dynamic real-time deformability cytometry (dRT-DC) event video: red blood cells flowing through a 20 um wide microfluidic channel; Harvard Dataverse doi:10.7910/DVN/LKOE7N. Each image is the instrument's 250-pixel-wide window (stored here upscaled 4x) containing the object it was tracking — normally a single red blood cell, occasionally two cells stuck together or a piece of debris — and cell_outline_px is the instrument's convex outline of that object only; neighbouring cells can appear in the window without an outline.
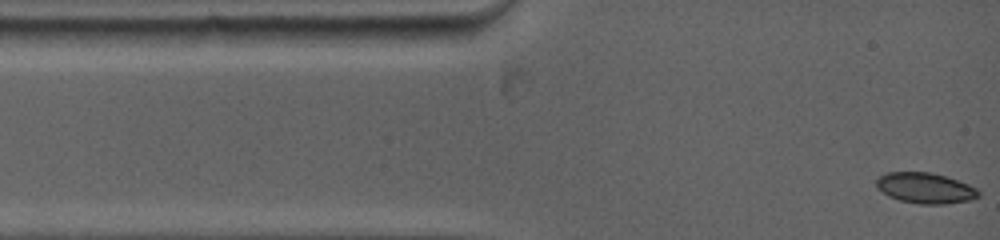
{"species": "common noctule bat (a hibernating species)", "species_latin": "Nyctalus noctula", "temperature_condition": "warm", "stored_images_in_passage": 15, "camera_frame_rate_fps": 5000, "um_per_image_px": 0.085, "animal": {"sex": "female", "body_mass_g": 19.0, "forearm_length_mm": 53.3}, "frame": {"image": 1, "passage_image": 1, "time_ms": 0.0, "image_size_px": [1000, 240], "cell_outline_px": [[980, 196], [968, 200], [944, 204], [920, 204], [900, 200], [888, 196], [876, 188], [876, 180], [880, 176], [888, 172], [928, 172], [944, 176], [968, 184], [976, 188], [980, 192]], "centroid_in_image_um": [78.62, 15.99], "position_along_channel_um": 6.4, "area_um2": 18.09}}
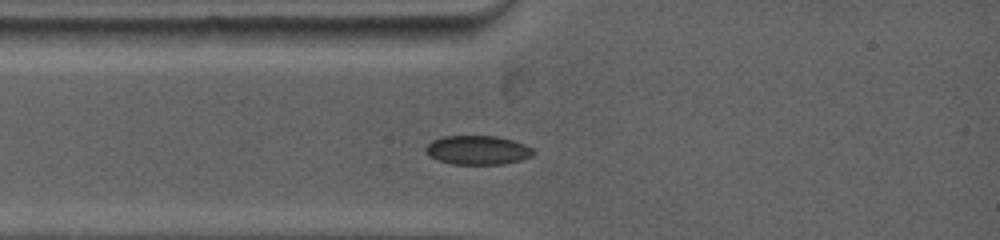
{"frame": {"image": 2, "passage_image": 12, "time_ms": 2.2, "image_size_px": [1000, 240], "cell_outline_px": [[532, 156], [520, 160], [504, 164], [452, 164], [440, 160], [432, 156], [424, 148], [432, 140], [444, 136], [496, 136], [512, 140], [524, 144], [532, 148]], "centroid_in_image_um": [40.61, 12.75], "position_along_channel_um": 44.4, "area_um2": 17.92}}